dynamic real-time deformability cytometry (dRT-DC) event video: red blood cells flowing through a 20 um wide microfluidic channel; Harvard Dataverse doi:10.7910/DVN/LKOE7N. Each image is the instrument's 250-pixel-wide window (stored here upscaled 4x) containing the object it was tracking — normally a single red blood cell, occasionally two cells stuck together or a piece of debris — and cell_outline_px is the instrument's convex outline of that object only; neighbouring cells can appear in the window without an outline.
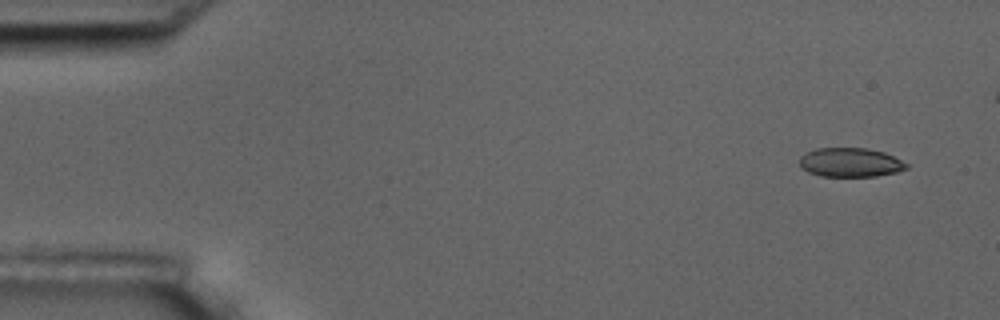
{"species": "common noctule bat (a hibernating species)", "species_latin": "Nyctalus noctula", "temperature_condition": "room temperature", "stored_images_in_passage": 10, "camera_frame_rate_fps": 3000, "um_per_image_px": 0.085, "animal": {"sex": "male", "body_mass_g": 17.5, "forearm_length_mm": 52.3}, "frame": {"image": 1, "passage_image": 1, "time_ms": 0.0, "image_size_px": [1000, 320], "cell_outline_px": [[908, 168], [896, 172], [876, 176], [820, 176], [808, 172], [800, 168], [800, 156], [816, 148], [868, 148], [884, 152], [908, 164]], "centroid_in_image_um": [72.26, 13.8], "position_along_channel_um": 12.7, "area_um2": 18.09}}
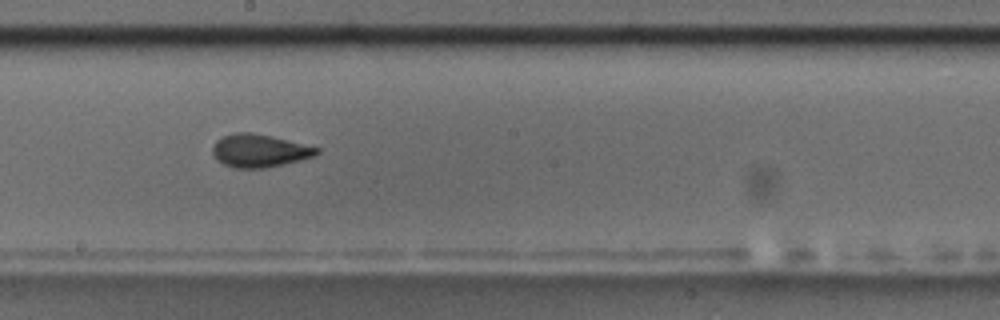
{"frame": {"image": 2, "passage_image": 9, "time_ms": 9.333, "image_size_px": [1000, 320], "cell_outline_px": [[320, 152], [316, 156], [284, 164], [264, 168], [236, 168], [224, 164], [216, 160], [212, 156], [212, 144], [216, 140], [224, 136], [236, 132], [252, 132], [272, 136], [320, 148]], "centroid_in_image_um": [22.03, 12.81], "position_along_channel_um": 226.2, "area_um2": 20.17}}
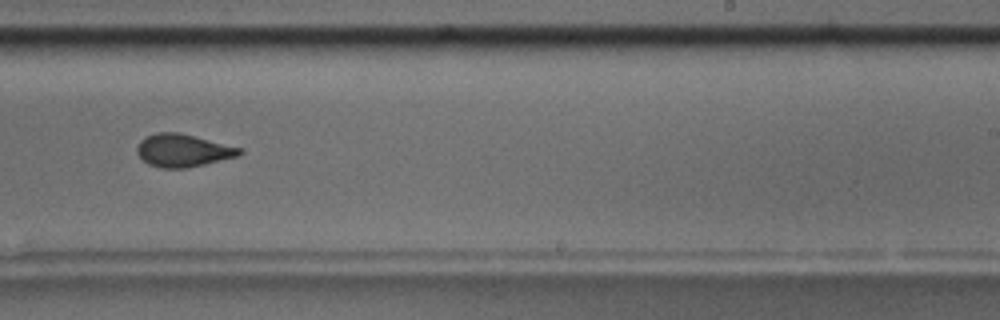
{"frame": {"image": 3, "passage_image": 10, "time_ms": 10.667, "image_size_px": [1000, 320], "cell_outline_px": [[244, 152], [240, 156], [204, 164], [184, 168], [160, 168], [148, 164], [136, 152], [136, 148], [140, 140], [156, 132], [180, 132], [244, 148]], "centroid_in_image_um": [15.6, 12.78], "position_along_channel_um": 273.4, "area_um2": 19.77}}